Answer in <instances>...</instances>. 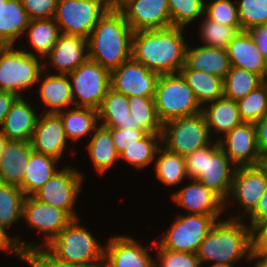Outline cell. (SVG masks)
I'll use <instances>...</instances> for the list:
<instances>
[{"instance_id":"obj_1","label":"cell","mask_w":267,"mask_h":267,"mask_svg":"<svg viewBox=\"0 0 267 267\" xmlns=\"http://www.w3.org/2000/svg\"><path fill=\"white\" fill-rule=\"evenodd\" d=\"M183 27L135 31L132 58L159 74L179 73L185 65L187 43Z\"/></svg>"},{"instance_id":"obj_2","label":"cell","mask_w":267,"mask_h":267,"mask_svg":"<svg viewBox=\"0 0 267 267\" xmlns=\"http://www.w3.org/2000/svg\"><path fill=\"white\" fill-rule=\"evenodd\" d=\"M131 29L123 13L110 7L94 26L88 40V58L110 71L132 58Z\"/></svg>"},{"instance_id":"obj_3","label":"cell","mask_w":267,"mask_h":267,"mask_svg":"<svg viewBox=\"0 0 267 267\" xmlns=\"http://www.w3.org/2000/svg\"><path fill=\"white\" fill-rule=\"evenodd\" d=\"M242 219L217 220L200 244V264H237L246 258L252 261L251 229ZM247 223V224H245Z\"/></svg>"},{"instance_id":"obj_4","label":"cell","mask_w":267,"mask_h":267,"mask_svg":"<svg viewBox=\"0 0 267 267\" xmlns=\"http://www.w3.org/2000/svg\"><path fill=\"white\" fill-rule=\"evenodd\" d=\"M79 221L80 218L73 219L45 248L69 263L103 267L105 247Z\"/></svg>"},{"instance_id":"obj_5","label":"cell","mask_w":267,"mask_h":267,"mask_svg":"<svg viewBox=\"0 0 267 267\" xmlns=\"http://www.w3.org/2000/svg\"><path fill=\"white\" fill-rule=\"evenodd\" d=\"M42 72V58L33 56L24 49H15L14 45H0L1 91L22 97L23 91L38 85Z\"/></svg>"},{"instance_id":"obj_6","label":"cell","mask_w":267,"mask_h":267,"mask_svg":"<svg viewBox=\"0 0 267 267\" xmlns=\"http://www.w3.org/2000/svg\"><path fill=\"white\" fill-rule=\"evenodd\" d=\"M154 101L157 115L162 123L202 112L194 92L180 72L160 74Z\"/></svg>"},{"instance_id":"obj_7","label":"cell","mask_w":267,"mask_h":267,"mask_svg":"<svg viewBox=\"0 0 267 267\" xmlns=\"http://www.w3.org/2000/svg\"><path fill=\"white\" fill-rule=\"evenodd\" d=\"M202 112L166 121L162 126L161 145L172 153L186 156L209 145L214 139Z\"/></svg>"},{"instance_id":"obj_8","label":"cell","mask_w":267,"mask_h":267,"mask_svg":"<svg viewBox=\"0 0 267 267\" xmlns=\"http://www.w3.org/2000/svg\"><path fill=\"white\" fill-rule=\"evenodd\" d=\"M221 215H178L157 244L164 249L197 254L200 244Z\"/></svg>"},{"instance_id":"obj_9","label":"cell","mask_w":267,"mask_h":267,"mask_svg":"<svg viewBox=\"0 0 267 267\" xmlns=\"http://www.w3.org/2000/svg\"><path fill=\"white\" fill-rule=\"evenodd\" d=\"M67 75L74 107H90L97 110L111 87V71L88 58Z\"/></svg>"},{"instance_id":"obj_10","label":"cell","mask_w":267,"mask_h":267,"mask_svg":"<svg viewBox=\"0 0 267 267\" xmlns=\"http://www.w3.org/2000/svg\"><path fill=\"white\" fill-rule=\"evenodd\" d=\"M110 7L106 0H58L54 20L62 34L88 38Z\"/></svg>"},{"instance_id":"obj_11","label":"cell","mask_w":267,"mask_h":267,"mask_svg":"<svg viewBox=\"0 0 267 267\" xmlns=\"http://www.w3.org/2000/svg\"><path fill=\"white\" fill-rule=\"evenodd\" d=\"M84 178L82 172L72 166L58 169L53 176L33 195L37 200L66 211L78 219L75 204Z\"/></svg>"},{"instance_id":"obj_12","label":"cell","mask_w":267,"mask_h":267,"mask_svg":"<svg viewBox=\"0 0 267 267\" xmlns=\"http://www.w3.org/2000/svg\"><path fill=\"white\" fill-rule=\"evenodd\" d=\"M267 188V171L261 166L236 167L229 197L231 202L239 203L244 215L231 216L230 219L246 218L256 209Z\"/></svg>"},{"instance_id":"obj_13","label":"cell","mask_w":267,"mask_h":267,"mask_svg":"<svg viewBox=\"0 0 267 267\" xmlns=\"http://www.w3.org/2000/svg\"><path fill=\"white\" fill-rule=\"evenodd\" d=\"M22 220L44 236L46 247L73 218L64 210L37 200L34 196L24 198Z\"/></svg>"},{"instance_id":"obj_14","label":"cell","mask_w":267,"mask_h":267,"mask_svg":"<svg viewBox=\"0 0 267 267\" xmlns=\"http://www.w3.org/2000/svg\"><path fill=\"white\" fill-rule=\"evenodd\" d=\"M159 76V73L131 58L111 70L110 86L127 97H154Z\"/></svg>"},{"instance_id":"obj_15","label":"cell","mask_w":267,"mask_h":267,"mask_svg":"<svg viewBox=\"0 0 267 267\" xmlns=\"http://www.w3.org/2000/svg\"><path fill=\"white\" fill-rule=\"evenodd\" d=\"M235 169L236 166L220 148L219 142L217 140L212 141L205 146L204 171L197 180L229 205Z\"/></svg>"},{"instance_id":"obj_16","label":"cell","mask_w":267,"mask_h":267,"mask_svg":"<svg viewBox=\"0 0 267 267\" xmlns=\"http://www.w3.org/2000/svg\"><path fill=\"white\" fill-rule=\"evenodd\" d=\"M218 137L220 148L236 167L261 165L262 156L257 145L254 123L243 122Z\"/></svg>"},{"instance_id":"obj_17","label":"cell","mask_w":267,"mask_h":267,"mask_svg":"<svg viewBox=\"0 0 267 267\" xmlns=\"http://www.w3.org/2000/svg\"><path fill=\"white\" fill-rule=\"evenodd\" d=\"M117 8L134 32L172 26L168 0H124Z\"/></svg>"},{"instance_id":"obj_18","label":"cell","mask_w":267,"mask_h":267,"mask_svg":"<svg viewBox=\"0 0 267 267\" xmlns=\"http://www.w3.org/2000/svg\"><path fill=\"white\" fill-rule=\"evenodd\" d=\"M149 249L132 236H112L104 248L103 267H155Z\"/></svg>"},{"instance_id":"obj_19","label":"cell","mask_w":267,"mask_h":267,"mask_svg":"<svg viewBox=\"0 0 267 267\" xmlns=\"http://www.w3.org/2000/svg\"><path fill=\"white\" fill-rule=\"evenodd\" d=\"M45 58H47L43 61L45 73L50 70L47 64H51L58 74H69L88 59V40L80 35L61 33Z\"/></svg>"},{"instance_id":"obj_20","label":"cell","mask_w":267,"mask_h":267,"mask_svg":"<svg viewBox=\"0 0 267 267\" xmlns=\"http://www.w3.org/2000/svg\"><path fill=\"white\" fill-rule=\"evenodd\" d=\"M64 125L56 113H43L30 140L34 152L60 160L67 144Z\"/></svg>"},{"instance_id":"obj_21","label":"cell","mask_w":267,"mask_h":267,"mask_svg":"<svg viewBox=\"0 0 267 267\" xmlns=\"http://www.w3.org/2000/svg\"><path fill=\"white\" fill-rule=\"evenodd\" d=\"M171 197L172 201L185 208L188 214L221 215L227 207L217 194L197 179H192Z\"/></svg>"},{"instance_id":"obj_22","label":"cell","mask_w":267,"mask_h":267,"mask_svg":"<svg viewBox=\"0 0 267 267\" xmlns=\"http://www.w3.org/2000/svg\"><path fill=\"white\" fill-rule=\"evenodd\" d=\"M33 107L18 97L6 114L0 131L8 141H30L39 118Z\"/></svg>"},{"instance_id":"obj_23","label":"cell","mask_w":267,"mask_h":267,"mask_svg":"<svg viewBox=\"0 0 267 267\" xmlns=\"http://www.w3.org/2000/svg\"><path fill=\"white\" fill-rule=\"evenodd\" d=\"M226 49L231 67L258 74L263 80L264 57L249 31L238 32Z\"/></svg>"},{"instance_id":"obj_24","label":"cell","mask_w":267,"mask_h":267,"mask_svg":"<svg viewBox=\"0 0 267 267\" xmlns=\"http://www.w3.org/2000/svg\"><path fill=\"white\" fill-rule=\"evenodd\" d=\"M185 65L189 69L205 72L223 80L231 68L227 49L202 44L195 48L187 45Z\"/></svg>"},{"instance_id":"obj_25","label":"cell","mask_w":267,"mask_h":267,"mask_svg":"<svg viewBox=\"0 0 267 267\" xmlns=\"http://www.w3.org/2000/svg\"><path fill=\"white\" fill-rule=\"evenodd\" d=\"M30 141H8L0 160V182L20 186L24 168L33 152Z\"/></svg>"},{"instance_id":"obj_26","label":"cell","mask_w":267,"mask_h":267,"mask_svg":"<svg viewBox=\"0 0 267 267\" xmlns=\"http://www.w3.org/2000/svg\"><path fill=\"white\" fill-rule=\"evenodd\" d=\"M39 77V93L42 103L48 107L46 113H58L69 105L74 107L70 80L67 74L47 73ZM43 75V76H42Z\"/></svg>"},{"instance_id":"obj_27","label":"cell","mask_w":267,"mask_h":267,"mask_svg":"<svg viewBox=\"0 0 267 267\" xmlns=\"http://www.w3.org/2000/svg\"><path fill=\"white\" fill-rule=\"evenodd\" d=\"M202 114L206 119L211 137L213 134L224 135L243 123L237 101L224 96L202 106Z\"/></svg>"},{"instance_id":"obj_28","label":"cell","mask_w":267,"mask_h":267,"mask_svg":"<svg viewBox=\"0 0 267 267\" xmlns=\"http://www.w3.org/2000/svg\"><path fill=\"white\" fill-rule=\"evenodd\" d=\"M97 114L99 124L104 127L140 129L138 124H134L133 116L130 115L128 97L111 87L97 109Z\"/></svg>"},{"instance_id":"obj_29","label":"cell","mask_w":267,"mask_h":267,"mask_svg":"<svg viewBox=\"0 0 267 267\" xmlns=\"http://www.w3.org/2000/svg\"><path fill=\"white\" fill-rule=\"evenodd\" d=\"M30 18L21 0H7L0 6V45H14L25 34Z\"/></svg>"},{"instance_id":"obj_30","label":"cell","mask_w":267,"mask_h":267,"mask_svg":"<svg viewBox=\"0 0 267 267\" xmlns=\"http://www.w3.org/2000/svg\"><path fill=\"white\" fill-rule=\"evenodd\" d=\"M54 157L32 152L24 168L23 183L19 186L25 197L33 196L58 170Z\"/></svg>"},{"instance_id":"obj_31","label":"cell","mask_w":267,"mask_h":267,"mask_svg":"<svg viewBox=\"0 0 267 267\" xmlns=\"http://www.w3.org/2000/svg\"><path fill=\"white\" fill-rule=\"evenodd\" d=\"M86 147L98 174H104L119 160V153L112 142L111 128L98 125Z\"/></svg>"},{"instance_id":"obj_32","label":"cell","mask_w":267,"mask_h":267,"mask_svg":"<svg viewBox=\"0 0 267 267\" xmlns=\"http://www.w3.org/2000/svg\"><path fill=\"white\" fill-rule=\"evenodd\" d=\"M25 32H27L28 42L32 48V50L26 52L43 60L56 44L61 34L59 25L54 18L32 19Z\"/></svg>"},{"instance_id":"obj_33","label":"cell","mask_w":267,"mask_h":267,"mask_svg":"<svg viewBox=\"0 0 267 267\" xmlns=\"http://www.w3.org/2000/svg\"><path fill=\"white\" fill-rule=\"evenodd\" d=\"M64 125L67 140H74L93 134L99 125L97 110L90 107H72L57 113Z\"/></svg>"},{"instance_id":"obj_34","label":"cell","mask_w":267,"mask_h":267,"mask_svg":"<svg viewBox=\"0 0 267 267\" xmlns=\"http://www.w3.org/2000/svg\"><path fill=\"white\" fill-rule=\"evenodd\" d=\"M180 73L194 92L195 98L201 107L223 97V79L205 72L189 69L186 65L180 70Z\"/></svg>"},{"instance_id":"obj_35","label":"cell","mask_w":267,"mask_h":267,"mask_svg":"<svg viewBox=\"0 0 267 267\" xmlns=\"http://www.w3.org/2000/svg\"><path fill=\"white\" fill-rule=\"evenodd\" d=\"M154 160L156 177L165 186H174L187 178L184 156L172 153L162 145L158 148Z\"/></svg>"},{"instance_id":"obj_36","label":"cell","mask_w":267,"mask_h":267,"mask_svg":"<svg viewBox=\"0 0 267 267\" xmlns=\"http://www.w3.org/2000/svg\"><path fill=\"white\" fill-rule=\"evenodd\" d=\"M128 105L134 124L150 134H162L163 123L157 115L154 97L129 96Z\"/></svg>"},{"instance_id":"obj_37","label":"cell","mask_w":267,"mask_h":267,"mask_svg":"<svg viewBox=\"0 0 267 267\" xmlns=\"http://www.w3.org/2000/svg\"><path fill=\"white\" fill-rule=\"evenodd\" d=\"M159 144V145H158ZM161 146V134L147 133L135 144L127 147L119 154V159L127 162L135 168H145L153 164L157 156V150Z\"/></svg>"},{"instance_id":"obj_38","label":"cell","mask_w":267,"mask_h":267,"mask_svg":"<svg viewBox=\"0 0 267 267\" xmlns=\"http://www.w3.org/2000/svg\"><path fill=\"white\" fill-rule=\"evenodd\" d=\"M263 83L262 78L245 69L231 67L223 80V96L238 101Z\"/></svg>"},{"instance_id":"obj_39","label":"cell","mask_w":267,"mask_h":267,"mask_svg":"<svg viewBox=\"0 0 267 267\" xmlns=\"http://www.w3.org/2000/svg\"><path fill=\"white\" fill-rule=\"evenodd\" d=\"M24 198L20 187L0 182V225L8 229L22 219Z\"/></svg>"},{"instance_id":"obj_40","label":"cell","mask_w":267,"mask_h":267,"mask_svg":"<svg viewBox=\"0 0 267 267\" xmlns=\"http://www.w3.org/2000/svg\"><path fill=\"white\" fill-rule=\"evenodd\" d=\"M200 38L204 46L226 49L232 39L242 31L241 26H228L209 19L206 15L201 21Z\"/></svg>"},{"instance_id":"obj_41","label":"cell","mask_w":267,"mask_h":267,"mask_svg":"<svg viewBox=\"0 0 267 267\" xmlns=\"http://www.w3.org/2000/svg\"><path fill=\"white\" fill-rule=\"evenodd\" d=\"M243 122L256 123L267 114V89L263 82L237 101Z\"/></svg>"},{"instance_id":"obj_42","label":"cell","mask_w":267,"mask_h":267,"mask_svg":"<svg viewBox=\"0 0 267 267\" xmlns=\"http://www.w3.org/2000/svg\"><path fill=\"white\" fill-rule=\"evenodd\" d=\"M171 25L183 27L204 17L205 0H168Z\"/></svg>"},{"instance_id":"obj_43","label":"cell","mask_w":267,"mask_h":267,"mask_svg":"<svg viewBox=\"0 0 267 267\" xmlns=\"http://www.w3.org/2000/svg\"><path fill=\"white\" fill-rule=\"evenodd\" d=\"M241 29L249 31L267 24V0H237Z\"/></svg>"},{"instance_id":"obj_44","label":"cell","mask_w":267,"mask_h":267,"mask_svg":"<svg viewBox=\"0 0 267 267\" xmlns=\"http://www.w3.org/2000/svg\"><path fill=\"white\" fill-rule=\"evenodd\" d=\"M204 15L224 25L241 26L237 2L235 4L233 0L205 1Z\"/></svg>"},{"instance_id":"obj_45","label":"cell","mask_w":267,"mask_h":267,"mask_svg":"<svg viewBox=\"0 0 267 267\" xmlns=\"http://www.w3.org/2000/svg\"><path fill=\"white\" fill-rule=\"evenodd\" d=\"M152 242L151 246L157 251L155 267H203L197 254L164 249L155 240Z\"/></svg>"},{"instance_id":"obj_46","label":"cell","mask_w":267,"mask_h":267,"mask_svg":"<svg viewBox=\"0 0 267 267\" xmlns=\"http://www.w3.org/2000/svg\"><path fill=\"white\" fill-rule=\"evenodd\" d=\"M24 261L30 267H88L57 259L45 247H39L26 252Z\"/></svg>"},{"instance_id":"obj_47","label":"cell","mask_w":267,"mask_h":267,"mask_svg":"<svg viewBox=\"0 0 267 267\" xmlns=\"http://www.w3.org/2000/svg\"><path fill=\"white\" fill-rule=\"evenodd\" d=\"M7 229L0 225V250L1 251H6L8 254L9 253H15L18 258L25 260V253L42 247L40 244H35V243H26L23 240H21L20 237L18 236H12L10 237L9 234L7 233Z\"/></svg>"},{"instance_id":"obj_48","label":"cell","mask_w":267,"mask_h":267,"mask_svg":"<svg viewBox=\"0 0 267 267\" xmlns=\"http://www.w3.org/2000/svg\"><path fill=\"white\" fill-rule=\"evenodd\" d=\"M29 18H54L58 0H21Z\"/></svg>"},{"instance_id":"obj_49","label":"cell","mask_w":267,"mask_h":267,"mask_svg":"<svg viewBox=\"0 0 267 267\" xmlns=\"http://www.w3.org/2000/svg\"><path fill=\"white\" fill-rule=\"evenodd\" d=\"M146 134L142 129L111 128L112 142L119 154Z\"/></svg>"},{"instance_id":"obj_50","label":"cell","mask_w":267,"mask_h":267,"mask_svg":"<svg viewBox=\"0 0 267 267\" xmlns=\"http://www.w3.org/2000/svg\"><path fill=\"white\" fill-rule=\"evenodd\" d=\"M187 179H198L204 171L205 146L184 156Z\"/></svg>"},{"instance_id":"obj_51","label":"cell","mask_w":267,"mask_h":267,"mask_svg":"<svg viewBox=\"0 0 267 267\" xmlns=\"http://www.w3.org/2000/svg\"><path fill=\"white\" fill-rule=\"evenodd\" d=\"M251 254H267V221L251 227Z\"/></svg>"},{"instance_id":"obj_52","label":"cell","mask_w":267,"mask_h":267,"mask_svg":"<svg viewBox=\"0 0 267 267\" xmlns=\"http://www.w3.org/2000/svg\"><path fill=\"white\" fill-rule=\"evenodd\" d=\"M256 129L257 145L261 156L267 155V114L254 123Z\"/></svg>"},{"instance_id":"obj_53","label":"cell","mask_w":267,"mask_h":267,"mask_svg":"<svg viewBox=\"0 0 267 267\" xmlns=\"http://www.w3.org/2000/svg\"><path fill=\"white\" fill-rule=\"evenodd\" d=\"M250 220V227L254 223L267 221V188L262 198L259 200L256 209L248 216Z\"/></svg>"},{"instance_id":"obj_54","label":"cell","mask_w":267,"mask_h":267,"mask_svg":"<svg viewBox=\"0 0 267 267\" xmlns=\"http://www.w3.org/2000/svg\"><path fill=\"white\" fill-rule=\"evenodd\" d=\"M263 57L267 56V27L258 26L249 30Z\"/></svg>"},{"instance_id":"obj_55","label":"cell","mask_w":267,"mask_h":267,"mask_svg":"<svg viewBox=\"0 0 267 267\" xmlns=\"http://www.w3.org/2000/svg\"><path fill=\"white\" fill-rule=\"evenodd\" d=\"M18 97L19 96L11 92H0V129L4 123L6 114Z\"/></svg>"},{"instance_id":"obj_56","label":"cell","mask_w":267,"mask_h":267,"mask_svg":"<svg viewBox=\"0 0 267 267\" xmlns=\"http://www.w3.org/2000/svg\"><path fill=\"white\" fill-rule=\"evenodd\" d=\"M254 267H267V254H251ZM256 262V263H255Z\"/></svg>"},{"instance_id":"obj_57","label":"cell","mask_w":267,"mask_h":267,"mask_svg":"<svg viewBox=\"0 0 267 267\" xmlns=\"http://www.w3.org/2000/svg\"><path fill=\"white\" fill-rule=\"evenodd\" d=\"M7 142V137L0 131V160L2 158L3 150Z\"/></svg>"},{"instance_id":"obj_58","label":"cell","mask_w":267,"mask_h":267,"mask_svg":"<svg viewBox=\"0 0 267 267\" xmlns=\"http://www.w3.org/2000/svg\"><path fill=\"white\" fill-rule=\"evenodd\" d=\"M107 3L111 6V7H117L119 4H121L124 0H106Z\"/></svg>"},{"instance_id":"obj_59","label":"cell","mask_w":267,"mask_h":267,"mask_svg":"<svg viewBox=\"0 0 267 267\" xmlns=\"http://www.w3.org/2000/svg\"><path fill=\"white\" fill-rule=\"evenodd\" d=\"M267 80V56L264 57L263 81Z\"/></svg>"},{"instance_id":"obj_60","label":"cell","mask_w":267,"mask_h":267,"mask_svg":"<svg viewBox=\"0 0 267 267\" xmlns=\"http://www.w3.org/2000/svg\"><path fill=\"white\" fill-rule=\"evenodd\" d=\"M235 264H211L210 266L208 265L207 267H234Z\"/></svg>"},{"instance_id":"obj_61","label":"cell","mask_w":267,"mask_h":267,"mask_svg":"<svg viewBox=\"0 0 267 267\" xmlns=\"http://www.w3.org/2000/svg\"><path fill=\"white\" fill-rule=\"evenodd\" d=\"M261 166L267 171V155L262 157Z\"/></svg>"},{"instance_id":"obj_62","label":"cell","mask_w":267,"mask_h":267,"mask_svg":"<svg viewBox=\"0 0 267 267\" xmlns=\"http://www.w3.org/2000/svg\"><path fill=\"white\" fill-rule=\"evenodd\" d=\"M7 0H0V6H1V4H2V2H6Z\"/></svg>"},{"instance_id":"obj_63","label":"cell","mask_w":267,"mask_h":267,"mask_svg":"<svg viewBox=\"0 0 267 267\" xmlns=\"http://www.w3.org/2000/svg\"><path fill=\"white\" fill-rule=\"evenodd\" d=\"M264 83H265V85H266V89H267V80L266 81H263Z\"/></svg>"}]
</instances>
